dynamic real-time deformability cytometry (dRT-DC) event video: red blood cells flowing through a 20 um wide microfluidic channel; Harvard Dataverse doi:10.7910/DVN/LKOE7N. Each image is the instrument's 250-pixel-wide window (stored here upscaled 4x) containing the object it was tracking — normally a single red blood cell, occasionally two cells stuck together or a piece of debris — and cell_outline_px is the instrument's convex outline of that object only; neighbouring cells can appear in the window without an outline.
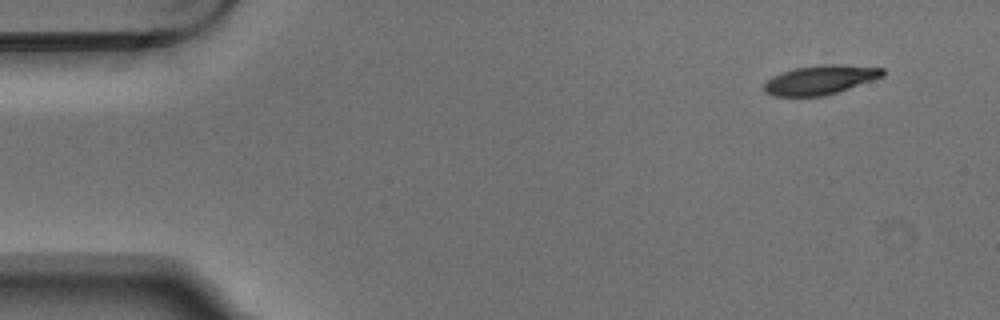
{"species": "Egyptian fruit bat (a non-hibernating species)", "species_latin": "Rousettus aegyptiacus", "temperature_condition": "warm", "stored_images_in_passage": 6, "camera_frame_rate_fps": 3000, "um_per_image_px": 0.085, "animal": {"sex": "male"}, "frame": {"image": 1, "passage_image": 1, "time_ms": 0.0, "image_size_px": [1000, 320], "cell_outline_px": [[884, 76], [824, 96], [772, 96], [764, 92], [764, 84], [772, 76], [792, 68], [824, 64], [844, 64], [884, 68]], "centroid_in_image_um": [69.7, 6.77], "position_along_channel_um": 15.3, "area_um2": 20.17}}
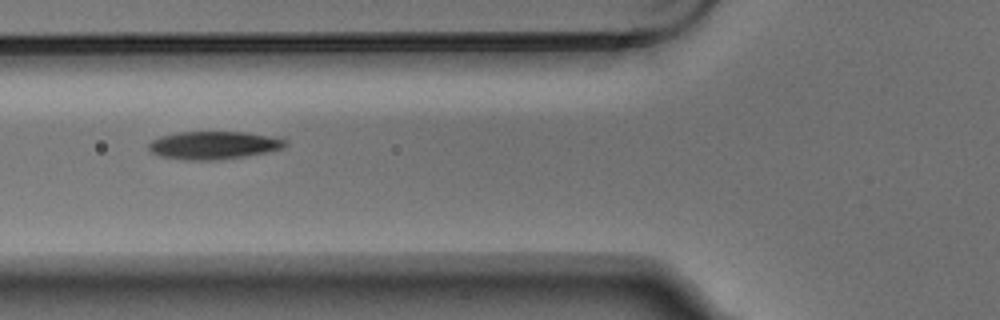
{"frame": {"image": 2, "passage_image": 5, "time_ms": 1.333, "image_size_px": [1000, 320], "cell_outline_px": [[288, 144], [284, 148], [268, 152], [244, 156], [216, 160], [184, 160], [160, 156], [152, 152], [148, 148], [148, 144], [152, 140], [160, 136], [180, 132], [248, 132], [288, 140]], "centroid_in_image_um": [18.17, 12.34], "position_along_channel_um": 107.6, "area_um2": 22.25}}
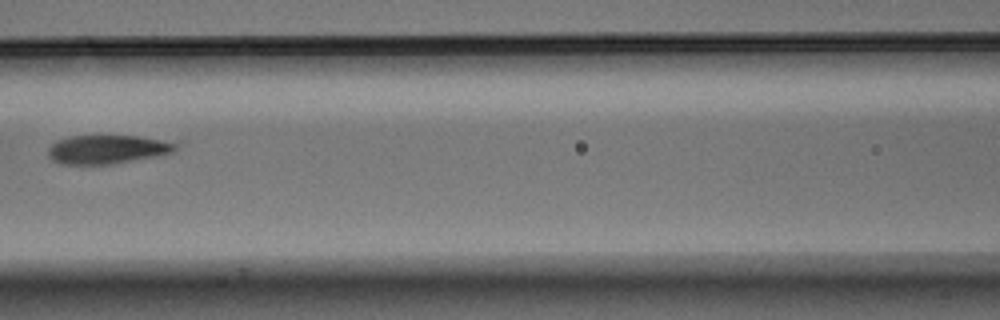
{"frame": {"image": 3, "passage_image": 6, "time_ms": 1.667, "image_size_px": [1000, 320], "cell_outline_px": [[184, 140], [172, 152], [160, 156], [112, 164], [60, 164], [52, 160], [48, 156], [48, 148], [56, 140], [72, 136], [136, 136]], "centroid_in_image_um": [9.26, 12.68], "position_along_channel_um": 157.3, "area_um2": 22.02}}